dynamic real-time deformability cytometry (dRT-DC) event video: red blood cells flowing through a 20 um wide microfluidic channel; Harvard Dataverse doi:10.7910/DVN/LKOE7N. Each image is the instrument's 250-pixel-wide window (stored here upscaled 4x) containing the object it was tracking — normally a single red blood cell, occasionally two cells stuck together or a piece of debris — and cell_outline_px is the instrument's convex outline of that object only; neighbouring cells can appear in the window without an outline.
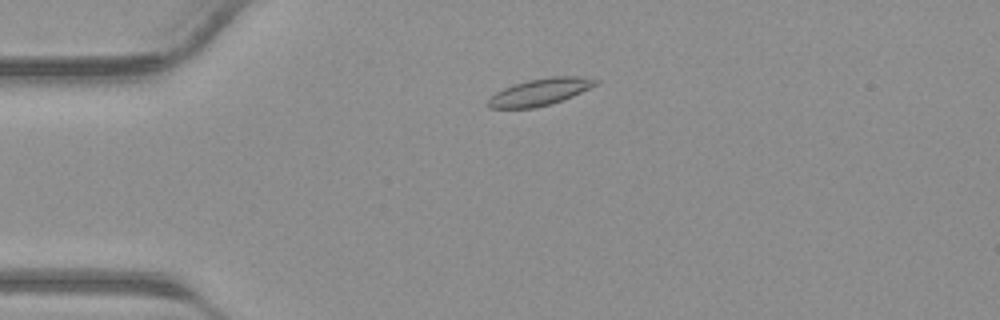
{"species": "common noctule bat (a hibernating species)", "species_latin": "Nyctalus noctula", "temperature_condition": "warm", "stored_images_in_passage": 34, "camera_frame_rate_fps": 3000, "um_per_image_px": 0.085, "animal": {"sex": "male", "body_mass_g": 23.1, "forearm_length_mm": 52.7}, "frame": {"image": 1, "passage_image": 2, "time_ms": 0.333, "image_size_px": [1000, 320], "cell_outline_px": [[600, 84], [572, 96], [552, 104], [536, 108], [488, 108], [488, 100], [496, 92], [512, 84], [528, 80], [552, 76], [580, 76], [600, 80]], "centroid_in_image_um": [45.94, 7.81], "position_along_channel_um": 39.1, "area_um2": 16.99}}
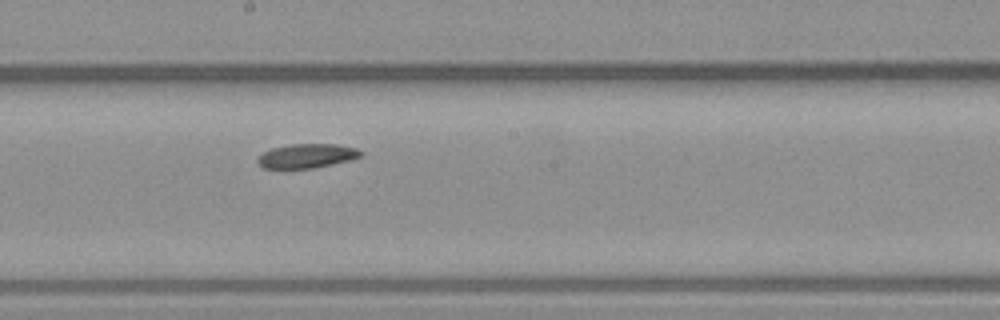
{"frame": {"image": 2, "passage_image": 15, "time_ms": 4.667, "image_size_px": [1000, 320], "cell_outline_px": [[364, 152], [360, 156], [348, 160], [312, 168], [264, 168], [256, 160], [264, 152], [272, 148], [292, 144], [336, 144], [356, 148]], "centroid_in_image_um": [26.08, 13.24], "position_along_channel_um": 222.1, "area_um2": 14.22}}
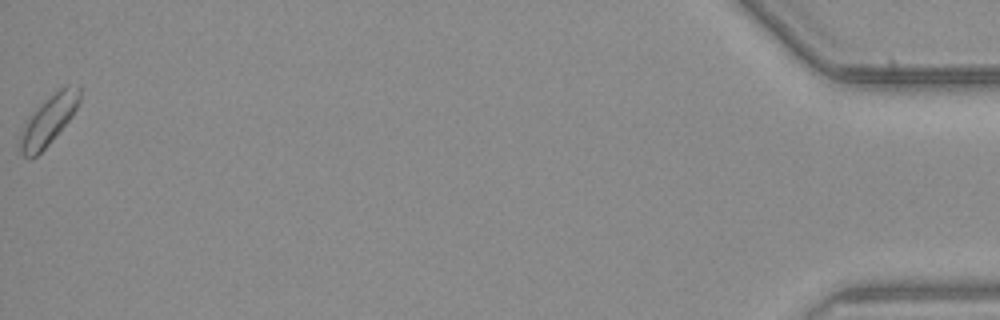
{"frame": {"image": 3, "passage_image": 34, "time_ms": 11.0, "image_size_px": [1000, 320], "cell_outline_px": [[80, 100], [72, 116], [52, 140], [36, 156], [28, 160], [16, 148], [16, 144], [28, 116], [56, 88], [68, 84], [80, 84]], "centroid_in_image_um": [4.1, 10.19], "position_along_channel_um": 431.1, "area_um2": 17.69}}